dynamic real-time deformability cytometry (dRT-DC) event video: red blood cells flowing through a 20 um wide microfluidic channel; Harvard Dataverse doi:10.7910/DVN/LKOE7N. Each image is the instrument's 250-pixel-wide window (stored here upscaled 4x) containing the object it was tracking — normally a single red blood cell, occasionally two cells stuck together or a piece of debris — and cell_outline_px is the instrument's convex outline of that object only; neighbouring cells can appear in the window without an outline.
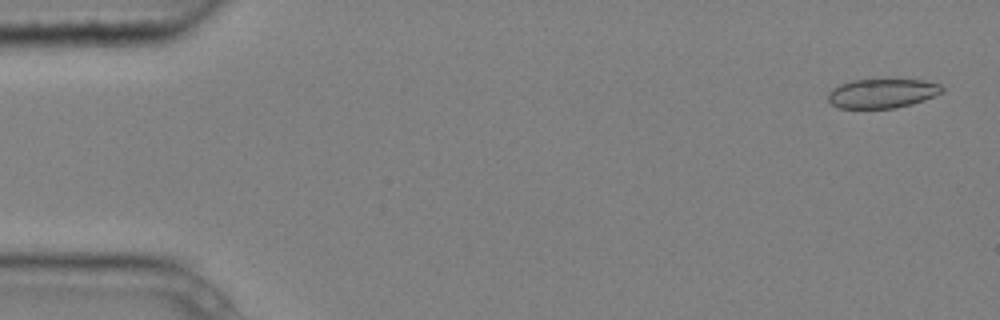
{"species": "common noctule bat (a hibernating species)", "species_latin": "Nyctalus noctula", "temperature_condition": "cold", "stored_images_in_passage": 10, "camera_frame_rate_fps": 3000, "um_per_image_px": 0.085, "animal": {"sex": "male", "body_mass_g": 20.4}, "frame": {"image": 1, "passage_image": 1, "time_ms": 0.0, "image_size_px": [1000, 320], "cell_outline_px": [[944, 92], [924, 100], [912, 104], [896, 108], [840, 108], [832, 104], [828, 100], [828, 92], [832, 88], [840, 84], [852, 80], [924, 80], [940, 84], [944, 88]], "centroid_in_image_um": [75.0, 7.94], "position_along_channel_um": 10.0, "area_um2": 19.48}}
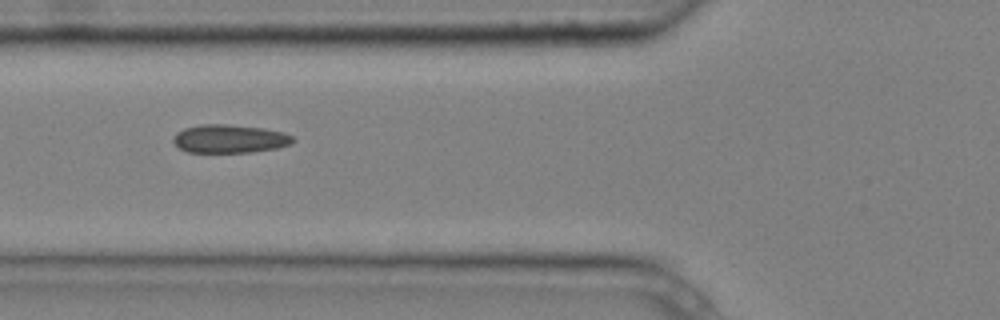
{"frame": {"image": 2, "passage_image": 6, "time_ms": 1.667, "image_size_px": [1000, 320], "cell_outline_px": [[296, 140], [292, 144], [276, 148], [252, 152], [188, 152], [180, 148], [172, 140], [176, 132], [184, 128], [200, 124], [224, 124], [264, 128], [284, 132], [292, 136]], "centroid_in_image_um": [19.54, 11.79], "position_along_channel_um": 106.3, "area_um2": 19.83}}
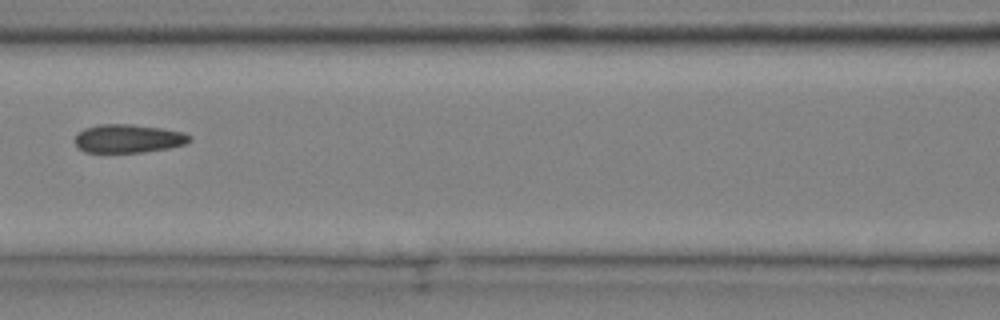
{"frame": {"image": 3, "passage_image": 7, "time_ms": 2.0, "image_size_px": [1000, 320], "cell_outline_px": [[192, 140], [184, 144], [168, 148], [144, 152], [84, 152], [76, 144], [76, 136], [84, 128], [100, 124], [132, 124], [160, 128], [184, 132], [192, 136]], "centroid_in_image_um": [10.94, 11.77], "position_along_channel_um": 155.7, "area_um2": 18.9}}